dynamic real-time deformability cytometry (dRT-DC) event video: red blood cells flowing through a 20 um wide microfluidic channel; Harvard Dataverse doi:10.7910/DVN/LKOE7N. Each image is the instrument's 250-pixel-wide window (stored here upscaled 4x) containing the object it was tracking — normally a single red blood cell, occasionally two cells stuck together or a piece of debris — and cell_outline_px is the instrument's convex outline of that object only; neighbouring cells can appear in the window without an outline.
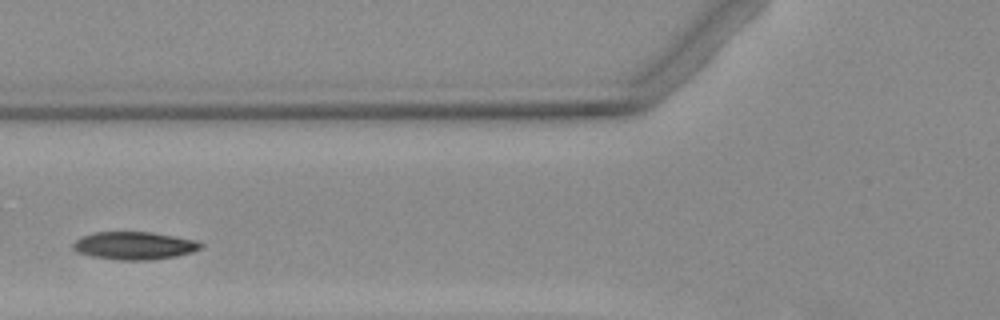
{"species": "Egyptian fruit bat (a non-hibernating species)", "species_latin": "Rousettus aegyptiacus", "temperature_condition": "warm", "stored_images_in_passage": 2, "camera_frame_rate_fps": 3000, "um_per_image_px": 0.085, "animal": {"sex": "female"}, "frame": {"image": 1, "passage_image": 2, "time_ms": 1.333, "image_size_px": [1000, 320], "cell_outline_px": [[204, 244], [200, 248], [192, 252], [176, 256], [152, 260], [120, 260], [92, 256], [76, 252], [72, 248], [72, 244], [76, 240], [84, 236], [96, 232], [152, 232], [192, 240]], "centroid_in_image_um": [11.39, 20.89], "position_along_channel_um": 114.4, "area_um2": 20.46}}